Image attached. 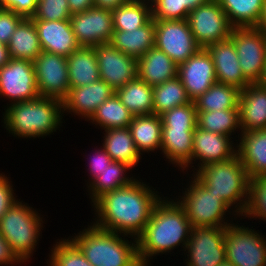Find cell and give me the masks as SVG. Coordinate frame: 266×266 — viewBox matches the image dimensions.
I'll return each instance as SVG.
<instances>
[{
    "instance_id": "1",
    "label": "cell",
    "mask_w": 266,
    "mask_h": 266,
    "mask_svg": "<svg viewBox=\"0 0 266 266\" xmlns=\"http://www.w3.org/2000/svg\"><path fill=\"white\" fill-rule=\"evenodd\" d=\"M157 193L138 179L128 186L106 192L92 204L96 212L92 223L98 228L137 238L163 197Z\"/></svg>"
},
{
    "instance_id": "2",
    "label": "cell",
    "mask_w": 266,
    "mask_h": 266,
    "mask_svg": "<svg viewBox=\"0 0 266 266\" xmlns=\"http://www.w3.org/2000/svg\"><path fill=\"white\" fill-rule=\"evenodd\" d=\"M192 228L178 202L163 196L154 207L143 232L136 238L140 264L149 266L153 256L170 253L181 244L185 250Z\"/></svg>"
},
{
    "instance_id": "3",
    "label": "cell",
    "mask_w": 266,
    "mask_h": 266,
    "mask_svg": "<svg viewBox=\"0 0 266 266\" xmlns=\"http://www.w3.org/2000/svg\"><path fill=\"white\" fill-rule=\"evenodd\" d=\"M3 112L2 122L7 132L14 137H45L62 125V100L50 97H37L32 100L8 104Z\"/></svg>"
},
{
    "instance_id": "4",
    "label": "cell",
    "mask_w": 266,
    "mask_h": 266,
    "mask_svg": "<svg viewBox=\"0 0 266 266\" xmlns=\"http://www.w3.org/2000/svg\"><path fill=\"white\" fill-rule=\"evenodd\" d=\"M90 224L70 238L93 266H142L138 259L136 238L129 241L125 239L128 235L110 232Z\"/></svg>"
},
{
    "instance_id": "5",
    "label": "cell",
    "mask_w": 266,
    "mask_h": 266,
    "mask_svg": "<svg viewBox=\"0 0 266 266\" xmlns=\"http://www.w3.org/2000/svg\"><path fill=\"white\" fill-rule=\"evenodd\" d=\"M194 173L230 208L235 207L234 216L242 217L248 203L250 178L237 154L226 161L201 166Z\"/></svg>"
},
{
    "instance_id": "6",
    "label": "cell",
    "mask_w": 266,
    "mask_h": 266,
    "mask_svg": "<svg viewBox=\"0 0 266 266\" xmlns=\"http://www.w3.org/2000/svg\"><path fill=\"white\" fill-rule=\"evenodd\" d=\"M23 201L15 202L0 220V234L9 243L16 256L29 262L42 236L43 218ZM42 227V228H41Z\"/></svg>"
},
{
    "instance_id": "7",
    "label": "cell",
    "mask_w": 266,
    "mask_h": 266,
    "mask_svg": "<svg viewBox=\"0 0 266 266\" xmlns=\"http://www.w3.org/2000/svg\"><path fill=\"white\" fill-rule=\"evenodd\" d=\"M182 196L175 200L183 208L192 227H227L233 224L226 220V213H232L230 207L212 193L194 173ZM181 197V198H180ZM180 198V199H179Z\"/></svg>"
},
{
    "instance_id": "8",
    "label": "cell",
    "mask_w": 266,
    "mask_h": 266,
    "mask_svg": "<svg viewBox=\"0 0 266 266\" xmlns=\"http://www.w3.org/2000/svg\"><path fill=\"white\" fill-rule=\"evenodd\" d=\"M259 233L236 223L225 227L226 260L234 266H266V235Z\"/></svg>"
},
{
    "instance_id": "9",
    "label": "cell",
    "mask_w": 266,
    "mask_h": 266,
    "mask_svg": "<svg viewBox=\"0 0 266 266\" xmlns=\"http://www.w3.org/2000/svg\"><path fill=\"white\" fill-rule=\"evenodd\" d=\"M230 39L249 83H259L266 66V35L257 27H234Z\"/></svg>"
},
{
    "instance_id": "10",
    "label": "cell",
    "mask_w": 266,
    "mask_h": 266,
    "mask_svg": "<svg viewBox=\"0 0 266 266\" xmlns=\"http://www.w3.org/2000/svg\"><path fill=\"white\" fill-rule=\"evenodd\" d=\"M188 23L201 48L230 38L234 28L218 0H209L189 12Z\"/></svg>"
},
{
    "instance_id": "11",
    "label": "cell",
    "mask_w": 266,
    "mask_h": 266,
    "mask_svg": "<svg viewBox=\"0 0 266 266\" xmlns=\"http://www.w3.org/2000/svg\"><path fill=\"white\" fill-rule=\"evenodd\" d=\"M154 21V46L167 54L177 65L184 63L201 49L192 35L187 19Z\"/></svg>"
},
{
    "instance_id": "12",
    "label": "cell",
    "mask_w": 266,
    "mask_h": 266,
    "mask_svg": "<svg viewBox=\"0 0 266 266\" xmlns=\"http://www.w3.org/2000/svg\"><path fill=\"white\" fill-rule=\"evenodd\" d=\"M224 240L225 227H193L183 250L185 266H218L226 260Z\"/></svg>"
},
{
    "instance_id": "13",
    "label": "cell",
    "mask_w": 266,
    "mask_h": 266,
    "mask_svg": "<svg viewBox=\"0 0 266 266\" xmlns=\"http://www.w3.org/2000/svg\"><path fill=\"white\" fill-rule=\"evenodd\" d=\"M33 65L39 96L63 100L70 89L67 57L42 51Z\"/></svg>"
},
{
    "instance_id": "14",
    "label": "cell",
    "mask_w": 266,
    "mask_h": 266,
    "mask_svg": "<svg viewBox=\"0 0 266 266\" xmlns=\"http://www.w3.org/2000/svg\"><path fill=\"white\" fill-rule=\"evenodd\" d=\"M0 96L10 104L39 97L32 61L10 59L0 68Z\"/></svg>"
},
{
    "instance_id": "15",
    "label": "cell",
    "mask_w": 266,
    "mask_h": 266,
    "mask_svg": "<svg viewBox=\"0 0 266 266\" xmlns=\"http://www.w3.org/2000/svg\"><path fill=\"white\" fill-rule=\"evenodd\" d=\"M70 23L80 46L94 47L110 43L114 28L112 11L91 7L84 12L72 14Z\"/></svg>"
},
{
    "instance_id": "16",
    "label": "cell",
    "mask_w": 266,
    "mask_h": 266,
    "mask_svg": "<svg viewBox=\"0 0 266 266\" xmlns=\"http://www.w3.org/2000/svg\"><path fill=\"white\" fill-rule=\"evenodd\" d=\"M100 79L114 90L138 77L137 59L117 50L111 43L95 46Z\"/></svg>"
},
{
    "instance_id": "17",
    "label": "cell",
    "mask_w": 266,
    "mask_h": 266,
    "mask_svg": "<svg viewBox=\"0 0 266 266\" xmlns=\"http://www.w3.org/2000/svg\"><path fill=\"white\" fill-rule=\"evenodd\" d=\"M177 76L193 102L217 82L214 63L205 48L178 65Z\"/></svg>"
},
{
    "instance_id": "18",
    "label": "cell",
    "mask_w": 266,
    "mask_h": 266,
    "mask_svg": "<svg viewBox=\"0 0 266 266\" xmlns=\"http://www.w3.org/2000/svg\"><path fill=\"white\" fill-rule=\"evenodd\" d=\"M114 93L115 90L101 79L86 86L70 87L62 100L63 115L66 111L65 113H74V116H82L88 121L97 108Z\"/></svg>"
},
{
    "instance_id": "19",
    "label": "cell",
    "mask_w": 266,
    "mask_h": 266,
    "mask_svg": "<svg viewBox=\"0 0 266 266\" xmlns=\"http://www.w3.org/2000/svg\"><path fill=\"white\" fill-rule=\"evenodd\" d=\"M233 137L213 133L196 127L193 136V152L191 164L198 160V168L210 163L226 161L236 155V144L234 146ZM232 140V141H231ZM194 160V163H193Z\"/></svg>"
},
{
    "instance_id": "20",
    "label": "cell",
    "mask_w": 266,
    "mask_h": 266,
    "mask_svg": "<svg viewBox=\"0 0 266 266\" xmlns=\"http://www.w3.org/2000/svg\"><path fill=\"white\" fill-rule=\"evenodd\" d=\"M210 54L215 67L217 82L244 89L250 83L244 78L236 48L228 38L205 48Z\"/></svg>"
},
{
    "instance_id": "21",
    "label": "cell",
    "mask_w": 266,
    "mask_h": 266,
    "mask_svg": "<svg viewBox=\"0 0 266 266\" xmlns=\"http://www.w3.org/2000/svg\"><path fill=\"white\" fill-rule=\"evenodd\" d=\"M42 51L70 56L81 46L73 33L70 20H33Z\"/></svg>"
},
{
    "instance_id": "22",
    "label": "cell",
    "mask_w": 266,
    "mask_h": 266,
    "mask_svg": "<svg viewBox=\"0 0 266 266\" xmlns=\"http://www.w3.org/2000/svg\"><path fill=\"white\" fill-rule=\"evenodd\" d=\"M241 134V135H240ZM238 134L236 154L253 179L266 175V129L243 131Z\"/></svg>"
},
{
    "instance_id": "23",
    "label": "cell",
    "mask_w": 266,
    "mask_h": 266,
    "mask_svg": "<svg viewBox=\"0 0 266 266\" xmlns=\"http://www.w3.org/2000/svg\"><path fill=\"white\" fill-rule=\"evenodd\" d=\"M238 106L241 132L266 129V87L247 85L240 91Z\"/></svg>"
},
{
    "instance_id": "24",
    "label": "cell",
    "mask_w": 266,
    "mask_h": 266,
    "mask_svg": "<svg viewBox=\"0 0 266 266\" xmlns=\"http://www.w3.org/2000/svg\"><path fill=\"white\" fill-rule=\"evenodd\" d=\"M138 78L155 87L177 76L178 65L155 46L137 59Z\"/></svg>"
},
{
    "instance_id": "25",
    "label": "cell",
    "mask_w": 266,
    "mask_h": 266,
    "mask_svg": "<svg viewBox=\"0 0 266 266\" xmlns=\"http://www.w3.org/2000/svg\"><path fill=\"white\" fill-rule=\"evenodd\" d=\"M195 129L162 128L161 152L178 169L187 171L191 165Z\"/></svg>"
},
{
    "instance_id": "26",
    "label": "cell",
    "mask_w": 266,
    "mask_h": 266,
    "mask_svg": "<svg viewBox=\"0 0 266 266\" xmlns=\"http://www.w3.org/2000/svg\"><path fill=\"white\" fill-rule=\"evenodd\" d=\"M110 43L126 55L138 59L155 43V21L150 19L144 26L132 30H114Z\"/></svg>"
},
{
    "instance_id": "27",
    "label": "cell",
    "mask_w": 266,
    "mask_h": 266,
    "mask_svg": "<svg viewBox=\"0 0 266 266\" xmlns=\"http://www.w3.org/2000/svg\"><path fill=\"white\" fill-rule=\"evenodd\" d=\"M70 87H81L100 80L95 46H81L67 57Z\"/></svg>"
},
{
    "instance_id": "28",
    "label": "cell",
    "mask_w": 266,
    "mask_h": 266,
    "mask_svg": "<svg viewBox=\"0 0 266 266\" xmlns=\"http://www.w3.org/2000/svg\"><path fill=\"white\" fill-rule=\"evenodd\" d=\"M136 149L142 155L161 151L162 119L156 114L133 116L129 125Z\"/></svg>"
},
{
    "instance_id": "29",
    "label": "cell",
    "mask_w": 266,
    "mask_h": 266,
    "mask_svg": "<svg viewBox=\"0 0 266 266\" xmlns=\"http://www.w3.org/2000/svg\"><path fill=\"white\" fill-rule=\"evenodd\" d=\"M103 147L113 161L135 167L142 158L136 149L129 127L111 128L104 131Z\"/></svg>"
},
{
    "instance_id": "30",
    "label": "cell",
    "mask_w": 266,
    "mask_h": 266,
    "mask_svg": "<svg viewBox=\"0 0 266 266\" xmlns=\"http://www.w3.org/2000/svg\"><path fill=\"white\" fill-rule=\"evenodd\" d=\"M11 59L34 61L42 52L37 30L32 18H23L9 43L7 44Z\"/></svg>"
},
{
    "instance_id": "31",
    "label": "cell",
    "mask_w": 266,
    "mask_h": 266,
    "mask_svg": "<svg viewBox=\"0 0 266 266\" xmlns=\"http://www.w3.org/2000/svg\"><path fill=\"white\" fill-rule=\"evenodd\" d=\"M115 94L133 116L153 114V87L138 77L116 89Z\"/></svg>"
},
{
    "instance_id": "32",
    "label": "cell",
    "mask_w": 266,
    "mask_h": 266,
    "mask_svg": "<svg viewBox=\"0 0 266 266\" xmlns=\"http://www.w3.org/2000/svg\"><path fill=\"white\" fill-rule=\"evenodd\" d=\"M129 169H132V167L126 163L112 161L108 167L88 185L87 190H89V198L92 200L91 203H94L104 193L128 186L135 181L137 178L133 176L129 177V175L127 177Z\"/></svg>"
},
{
    "instance_id": "33",
    "label": "cell",
    "mask_w": 266,
    "mask_h": 266,
    "mask_svg": "<svg viewBox=\"0 0 266 266\" xmlns=\"http://www.w3.org/2000/svg\"><path fill=\"white\" fill-rule=\"evenodd\" d=\"M233 27H256L265 0H218Z\"/></svg>"
},
{
    "instance_id": "34",
    "label": "cell",
    "mask_w": 266,
    "mask_h": 266,
    "mask_svg": "<svg viewBox=\"0 0 266 266\" xmlns=\"http://www.w3.org/2000/svg\"><path fill=\"white\" fill-rule=\"evenodd\" d=\"M240 91L237 87L216 82L194 101L196 110L218 111L239 109Z\"/></svg>"
},
{
    "instance_id": "35",
    "label": "cell",
    "mask_w": 266,
    "mask_h": 266,
    "mask_svg": "<svg viewBox=\"0 0 266 266\" xmlns=\"http://www.w3.org/2000/svg\"><path fill=\"white\" fill-rule=\"evenodd\" d=\"M192 102L178 76L153 87V114L161 115L174 107Z\"/></svg>"
},
{
    "instance_id": "36",
    "label": "cell",
    "mask_w": 266,
    "mask_h": 266,
    "mask_svg": "<svg viewBox=\"0 0 266 266\" xmlns=\"http://www.w3.org/2000/svg\"><path fill=\"white\" fill-rule=\"evenodd\" d=\"M114 30H132L144 26L151 18V6L143 0H128L112 10Z\"/></svg>"
},
{
    "instance_id": "37",
    "label": "cell",
    "mask_w": 266,
    "mask_h": 266,
    "mask_svg": "<svg viewBox=\"0 0 266 266\" xmlns=\"http://www.w3.org/2000/svg\"><path fill=\"white\" fill-rule=\"evenodd\" d=\"M133 115L114 93L103 102L88 120L102 130L129 127Z\"/></svg>"
},
{
    "instance_id": "38",
    "label": "cell",
    "mask_w": 266,
    "mask_h": 266,
    "mask_svg": "<svg viewBox=\"0 0 266 266\" xmlns=\"http://www.w3.org/2000/svg\"><path fill=\"white\" fill-rule=\"evenodd\" d=\"M197 127L230 137L241 131L239 109L197 111Z\"/></svg>"
},
{
    "instance_id": "39",
    "label": "cell",
    "mask_w": 266,
    "mask_h": 266,
    "mask_svg": "<svg viewBox=\"0 0 266 266\" xmlns=\"http://www.w3.org/2000/svg\"><path fill=\"white\" fill-rule=\"evenodd\" d=\"M55 243L49 255L48 266H93L71 238H61Z\"/></svg>"
},
{
    "instance_id": "40",
    "label": "cell",
    "mask_w": 266,
    "mask_h": 266,
    "mask_svg": "<svg viewBox=\"0 0 266 266\" xmlns=\"http://www.w3.org/2000/svg\"><path fill=\"white\" fill-rule=\"evenodd\" d=\"M242 216L266 221V175L249 180L248 203Z\"/></svg>"
},
{
    "instance_id": "41",
    "label": "cell",
    "mask_w": 266,
    "mask_h": 266,
    "mask_svg": "<svg viewBox=\"0 0 266 266\" xmlns=\"http://www.w3.org/2000/svg\"><path fill=\"white\" fill-rule=\"evenodd\" d=\"M160 116L162 128L196 129L197 127V110L193 101L165 111Z\"/></svg>"
},
{
    "instance_id": "42",
    "label": "cell",
    "mask_w": 266,
    "mask_h": 266,
    "mask_svg": "<svg viewBox=\"0 0 266 266\" xmlns=\"http://www.w3.org/2000/svg\"><path fill=\"white\" fill-rule=\"evenodd\" d=\"M72 16L67 0H38L33 20H70Z\"/></svg>"
},
{
    "instance_id": "43",
    "label": "cell",
    "mask_w": 266,
    "mask_h": 266,
    "mask_svg": "<svg viewBox=\"0 0 266 266\" xmlns=\"http://www.w3.org/2000/svg\"><path fill=\"white\" fill-rule=\"evenodd\" d=\"M154 20H185V6L182 0H157L151 6Z\"/></svg>"
},
{
    "instance_id": "44",
    "label": "cell",
    "mask_w": 266,
    "mask_h": 266,
    "mask_svg": "<svg viewBox=\"0 0 266 266\" xmlns=\"http://www.w3.org/2000/svg\"><path fill=\"white\" fill-rule=\"evenodd\" d=\"M23 19L11 10L0 8V42L8 44L15 28Z\"/></svg>"
},
{
    "instance_id": "45",
    "label": "cell",
    "mask_w": 266,
    "mask_h": 266,
    "mask_svg": "<svg viewBox=\"0 0 266 266\" xmlns=\"http://www.w3.org/2000/svg\"><path fill=\"white\" fill-rule=\"evenodd\" d=\"M102 148H98L94 150L93 156H90L89 158V168L87 169L89 171V176H91V180L89 179L87 182L90 184L96 177L99 176L107 167L108 165L113 161L111 157L106 153L103 146H100ZM93 157V158H92Z\"/></svg>"
},
{
    "instance_id": "46",
    "label": "cell",
    "mask_w": 266,
    "mask_h": 266,
    "mask_svg": "<svg viewBox=\"0 0 266 266\" xmlns=\"http://www.w3.org/2000/svg\"><path fill=\"white\" fill-rule=\"evenodd\" d=\"M38 0H0V8L11 10L23 18H32Z\"/></svg>"
},
{
    "instance_id": "47",
    "label": "cell",
    "mask_w": 266,
    "mask_h": 266,
    "mask_svg": "<svg viewBox=\"0 0 266 266\" xmlns=\"http://www.w3.org/2000/svg\"><path fill=\"white\" fill-rule=\"evenodd\" d=\"M9 177L4 173H0V220L9 208L18 201L17 196H14V190Z\"/></svg>"
},
{
    "instance_id": "48",
    "label": "cell",
    "mask_w": 266,
    "mask_h": 266,
    "mask_svg": "<svg viewBox=\"0 0 266 266\" xmlns=\"http://www.w3.org/2000/svg\"><path fill=\"white\" fill-rule=\"evenodd\" d=\"M16 263V264H15ZM24 264L13 252L9 243L0 234V266Z\"/></svg>"
},
{
    "instance_id": "49",
    "label": "cell",
    "mask_w": 266,
    "mask_h": 266,
    "mask_svg": "<svg viewBox=\"0 0 266 266\" xmlns=\"http://www.w3.org/2000/svg\"><path fill=\"white\" fill-rule=\"evenodd\" d=\"M71 14L81 13L94 6V0H67Z\"/></svg>"
},
{
    "instance_id": "50",
    "label": "cell",
    "mask_w": 266,
    "mask_h": 266,
    "mask_svg": "<svg viewBox=\"0 0 266 266\" xmlns=\"http://www.w3.org/2000/svg\"><path fill=\"white\" fill-rule=\"evenodd\" d=\"M127 1L128 0H94V6L112 11Z\"/></svg>"
},
{
    "instance_id": "51",
    "label": "cell",
    "mask_w": 266,
    "mask_h": 266,
    "mask_svg": "<svg viewBox=\"0 0 266 266\" xmlns=\"http://www.w3.org/2000/svg\"><path fill=\"white\" fill-rule=\"evenodd\" d=\"M208 1L209 0H182V6H185V20L188 18L190 11L207 3Z\"/></svg>"
},
{
    "instance_id": "52",
    "label": "cell",
    "mask_w": 266,
    "mask_h": 266,
    "mask_svg": "<svg viewBox=\"0 0 266 266\" xmlns=\"http://www.w3.org/2000/svg\"><path fill=\"white\" fill-rule=\"evenodd\" d=\"M10 59L11 58L7 45L0 42V68L6 65Z\"/></svg>"
},
{
    "instance_id": "53",
    "label": "cell",
    "mask_w": 266,
    "mask_h": 266,
    "mask_svg": "<svg viewBox=\"0 0 266 266\" xmlns=\"http://www.w3.org/2000/svg\"><path fill=\"white\" fill-rule=\"evenodd\" d=\"M256 27L266 35V0L264 2L262 15Z\"/></svg>"
},
{
    "instance_id": "54",
    "label": "cell",
    "mask_w": 266,
    "mask_h": 266,
    "mask_svg": "<svg viewBox=\"0 0 266 266\" xmlns=\"http://www.w3.org/2000/svg\"><path fill=\"white\" fill-rule=\"evenodd\" d=\"M259 83H260L262 86L266 87V66H265V69H264V73H263L262 79L260 80Z\"/></svg>"
},
{
    "instance_id": "55",
    "label": "cell",
    "mask_w": 266,
    "mask_h": 266,
    "mask_svg": "<svg viewBox=\"0 0 266 266\" xmlns=\"http://www.w3.org/2000/svg\"><path fill=\"white\" fill-rule=\"evenodd\" d=\"M218 266H234L231 262L225 260L224 262H222L221 264H219Z\"/></svg>"
},
{
    "instance_id": "56",
    "label": "cell",
    "mask_w": 266,
    "mask_h": 266,
    "mask_svg": "<svg viewBox=\"0 0 266 266\" xmlns=\"http://www.w3.org/2000/svg\"><path fill=\"white\" fill-rule=\"evenodd\" d=\"M143 1L152 6L157 0H143Z\"/></svg>"
}]
</instances>
